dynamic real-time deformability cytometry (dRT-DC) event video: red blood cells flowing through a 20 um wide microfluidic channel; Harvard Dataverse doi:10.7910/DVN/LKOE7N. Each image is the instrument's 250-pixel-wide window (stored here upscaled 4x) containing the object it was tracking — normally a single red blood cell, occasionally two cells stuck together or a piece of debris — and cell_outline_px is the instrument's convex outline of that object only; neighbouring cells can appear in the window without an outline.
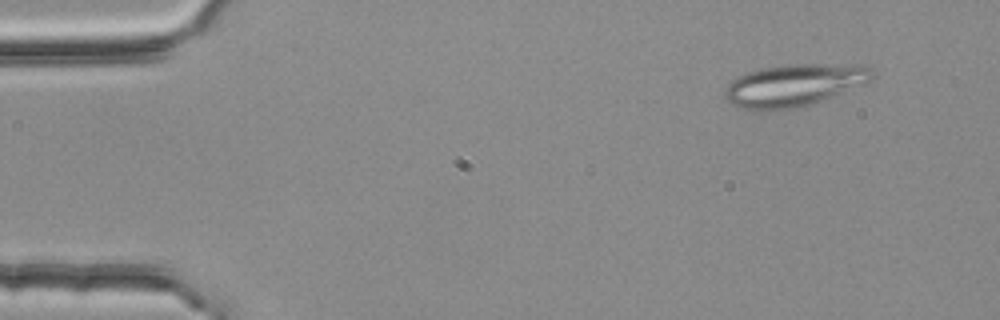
{"species": "common noctule bat (a hibernating species)", "species_latin": "Nyctalus noctula", "temperature_condition": "room temperature", "stored_images_in_passage": 4, "camera_frame_rate_fps": 3000, "um_per_image_px": 0.085, "animal": {"sex": "female", "body_mass_g": 25.1}, "frame": {"image": 1, "passage_image": 2, "time_ms": 0.333, "image_size_px": [1000, 320], "cell_outline_px": [[876, 76], [872, 80], [832, 96], [808, 104], [792, 108], [768, 112], [752, 112], [732, 104], [724, 96], [724, 88], [736, 76], [760, 68], [788, 64], [864, 64], [872, 68], [876, 72]], "centroid_in_image_um": [67.48, 7.24], "position_along_channel_um": 17.5, "area_um2": 36.76}}